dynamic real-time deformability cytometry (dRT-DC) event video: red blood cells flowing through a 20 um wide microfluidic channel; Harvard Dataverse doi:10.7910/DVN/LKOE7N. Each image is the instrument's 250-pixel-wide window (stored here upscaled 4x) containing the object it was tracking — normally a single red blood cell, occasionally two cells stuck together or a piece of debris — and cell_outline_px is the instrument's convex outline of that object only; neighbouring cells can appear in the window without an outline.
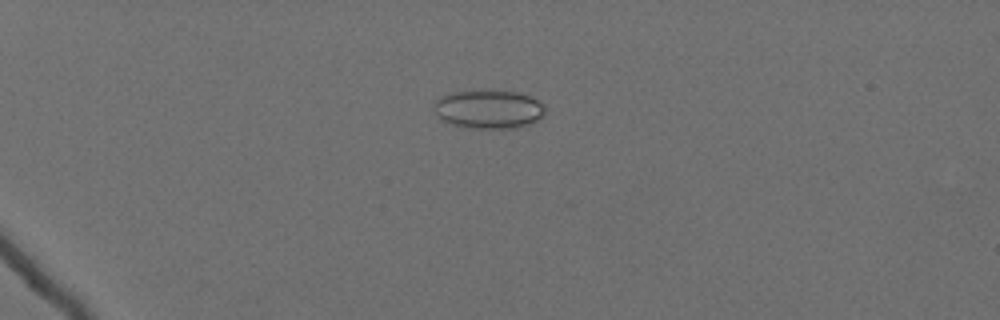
{"species": "Egyptian fruit bat (a non-hibernating species)", "species_latin": "Rousettus aegyptiacus", "temperature_condition": "cold", "stored_images_in_passage": 49, "camera_frame_rate_fps": 3000, "um_per_image_px": 0.085, "animal": {"sex": "female"}, "frame": {"image": 1, "passage_image": 6, "time_ms": 1.667, "image_size_px": [1000, 320], "cell_outline_px": [[544, 116], [532, 124], [516, 128], [460, 128], [440, 120], [436, 116], [432, 108], [436, 100], [440, 96], [452, 92], [520, 92], [532, 96], [544, 104]], "centroid_in_image_um": [41.52, 9.32], "position_along_channel_um": 43.5, "area_um2": 25.32}}
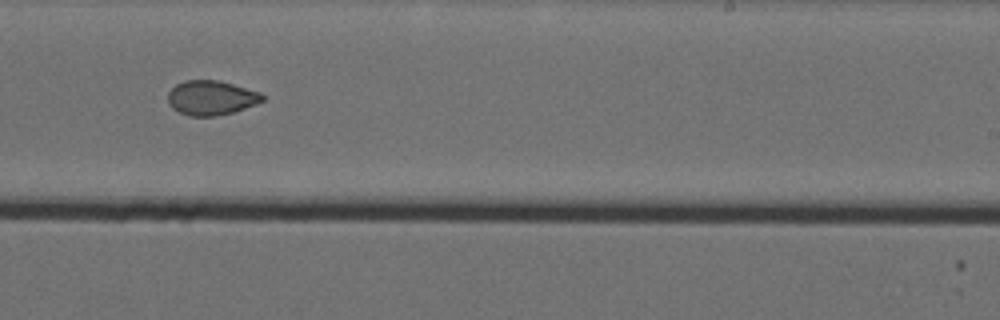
{"frame": {"image": 2, "passage_image": 30, "time_ms": 9.667, "image_size_px": [1000, 320], "cell_outline_px": [[264, 100], [256, 104], [232, 112], [216, 116], [188, 116], [172, 108], [168, 104], [168, 92], [176, 84], [184, 80], [216, 80], [232, 84], [260, 92], [264, 96]], "centroid_in_image_um": [17.92, 8.31], "position_along_channel_um": 271.1, "area_um2": 18.96}}
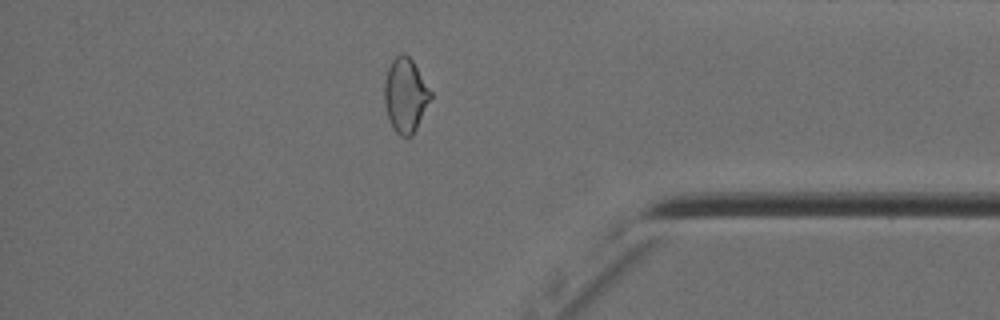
{"frame": {"image": 3, "passage_image": 42, "time_ms": 13.667, "image_size_px": [1000, 320], "cell_outline_px": [[432, 96], [412, 136], [400, 136], [392, 128], [384, 104], [384, 84], [388, 68], [392, 60], [400, 52], [404, 52], [412, 60], [432, 92]], "centroid_in_image_um": [34.45, 8.08], "position_along_channel_um": 400.8, "area_um2": 19.88}, "authors_computed_cell_mechanics": {"area_um2": 19.9988, "velocity_mm_per_s": 3.5727, "shape_relaxation_time_tau1_ms": null, "shape_relaxation_time_tau2_ms": 2.2077, "deformation_change_tau1": null, "deformation_change_tau2": 0.0604}}